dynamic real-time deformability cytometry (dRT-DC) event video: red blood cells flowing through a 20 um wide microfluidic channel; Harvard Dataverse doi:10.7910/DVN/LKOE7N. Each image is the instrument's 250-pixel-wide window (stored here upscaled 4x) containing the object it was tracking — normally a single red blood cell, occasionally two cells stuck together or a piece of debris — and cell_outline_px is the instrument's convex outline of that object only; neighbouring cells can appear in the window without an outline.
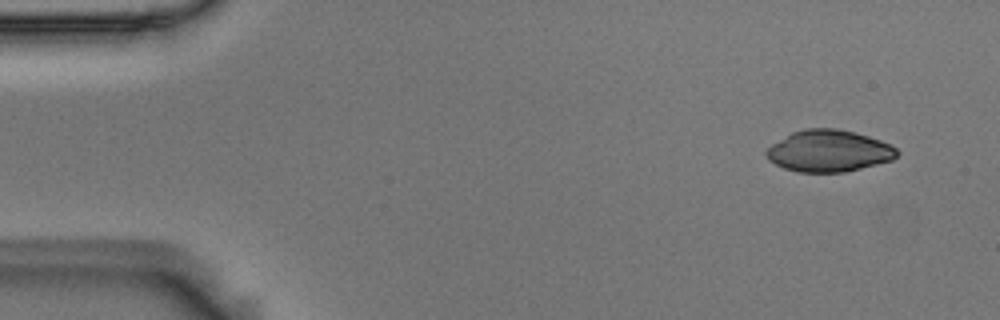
{"species": "Egyptian fruit bat (a non-hibernating species)", "species_latin": "Rousettus aegyptiacus", "temperature_condition": "room temperature", "stored_images_in_passage": 5, "camera_frame_rate_fps": 3000, "um_per_image_px": 0.085, "animal": {"sex": "male"}, "frame": {"image": 1, "passage_image": 1, "time_ms": 0.0, "image_size_px": [1000, 320], "cell_outline_px": [[900, 152], [892, 160], [844, 172], [800, 172], [784, 168], [768, 160], [764, 152], [772, 144], [792, 132], [804, 128], [836, 128], [868, 136], [892, 144]], "centroid_in_image_um": [70.45, 12.82], "position_along_channel_um": 14.6, "area_um2": 31.67}}